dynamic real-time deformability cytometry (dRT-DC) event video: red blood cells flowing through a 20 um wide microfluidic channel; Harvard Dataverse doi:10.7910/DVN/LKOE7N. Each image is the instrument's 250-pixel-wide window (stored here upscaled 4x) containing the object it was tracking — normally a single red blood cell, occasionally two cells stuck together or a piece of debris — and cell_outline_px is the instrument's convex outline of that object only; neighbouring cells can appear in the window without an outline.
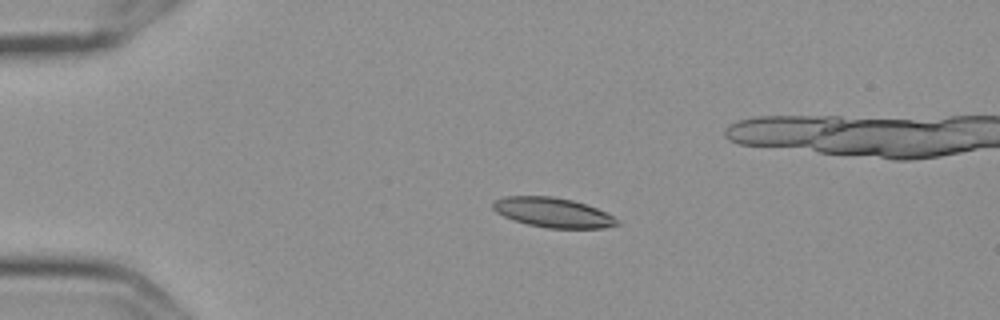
{"species": "Egyptian fruit bat (a non-hibernating species)", "species_latin": "Rousettus aegyptiacus", "temperature_condition": "cold", "stored_images_in_passage": 11, "camera_frame_rate_fps": 3000, "um_per_image_px": 0.085, "frame": {"image": 1, "passage_image": 4, "time_ms": 1.0, "image_size_px": [1000, 320], "cell_outline_px": [[620, 224], [604, 228], [548, 228], [528, 224], [512, 220], [496, 212], [492, 208], [492, 204], [496, 200], [504, 196], [552, 196], [572, 200], [596, 208], [612, 216]], "centroid_in_image_um": [46.95, 18.06], "position_along_channel_um": 38.0, "area_um2": 21.27}}
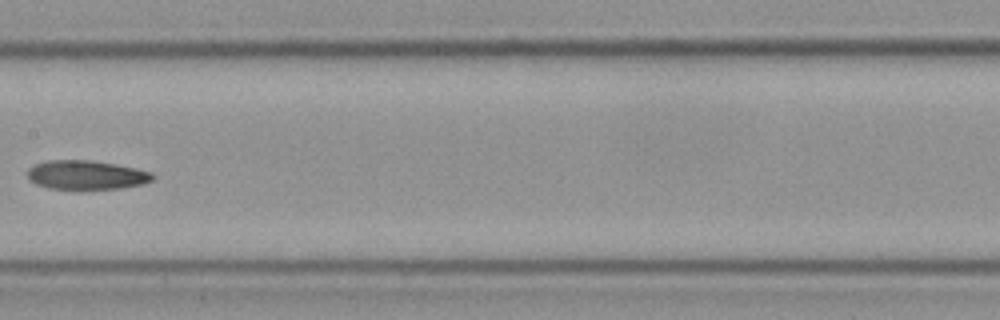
{"frame": {"image": 2, "passage_image": 8, "time_ms": 2.333, "image_size_px": [1000, 320], "cell_outline_px": [[156, 176], [152, 180], [144, 184], [120, 188], [80, 192], [76, 192], [48, 188], [36, 184], [28, 180], [28, 168], [36, 164], [48, 160], [92, 160], [116, 164], [136, 168], [152, 172]], "centroid_in_image_um": [7.34, 14.92], "position_along_channel_um": 200.1, "area_um2": 22.2}}
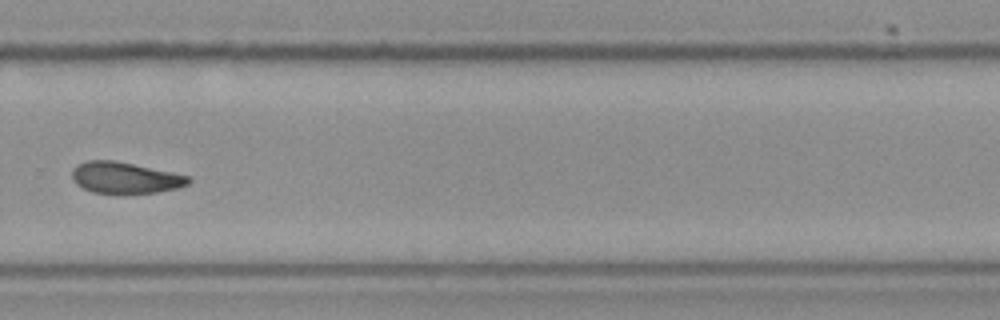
{"frame": {"image": 3, "passage_image": 11, "time_ms": 3.333, "image_size_px": [1000, 320], "cell_outline_px": [[192, 180], [188, 184], [180, 188], [156, 192], [92, 192], [76, 184], [72, 180], [72, 168], [76, 164], [84, 160], [116, 160], [172, 172], [188, 176]], "centroid_in_image_um": [10.61, 15.08], "position_along_channel_um": 319.2, "area_um2": 21.15}}